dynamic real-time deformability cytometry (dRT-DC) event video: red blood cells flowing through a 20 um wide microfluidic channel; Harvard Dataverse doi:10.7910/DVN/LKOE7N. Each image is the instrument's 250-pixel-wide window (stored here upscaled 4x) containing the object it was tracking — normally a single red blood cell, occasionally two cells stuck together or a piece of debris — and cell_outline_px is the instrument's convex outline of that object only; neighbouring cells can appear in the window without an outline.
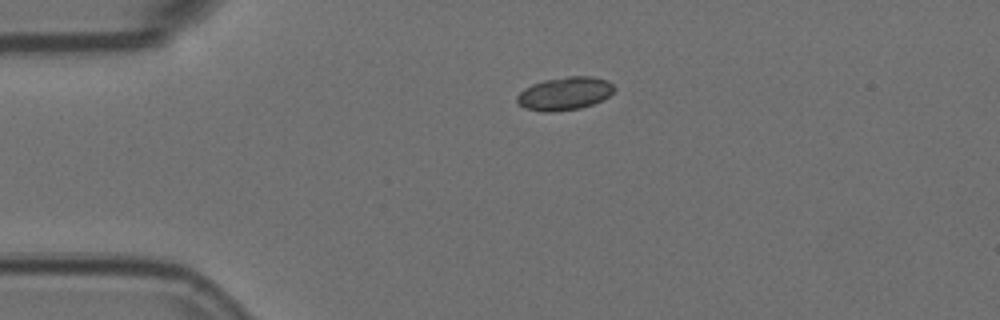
{"species": "Egyptian fruit bat (a non-hibernating species)", "species_latin": "Rousettus aegyptiacus", "temperature_condition": "room temperature", "stored_images_in_passage": 2, "camera_frame_rate_fps": 3000, "um_per_image_px": 0.085, "animal": {"sex": "female"}, "frame": {"image": 1, "passage_image": 1, "time_ms": 0.0, "image_size_px": [1000, 320], "cell_outline_px": [[616, 88], [608, 96], [592, 104], [580, 108], [556, 112], [540, 112], [524, 108], [516, 104], [516, 96], [524, 88], [532, 84], [544, 80], [568, 76], [592, 76], [608, 80]], "centroid_in_image_um": [47.95, 7.96], "position_along_channel_um": 37.0, "area_um2": 18.96}}